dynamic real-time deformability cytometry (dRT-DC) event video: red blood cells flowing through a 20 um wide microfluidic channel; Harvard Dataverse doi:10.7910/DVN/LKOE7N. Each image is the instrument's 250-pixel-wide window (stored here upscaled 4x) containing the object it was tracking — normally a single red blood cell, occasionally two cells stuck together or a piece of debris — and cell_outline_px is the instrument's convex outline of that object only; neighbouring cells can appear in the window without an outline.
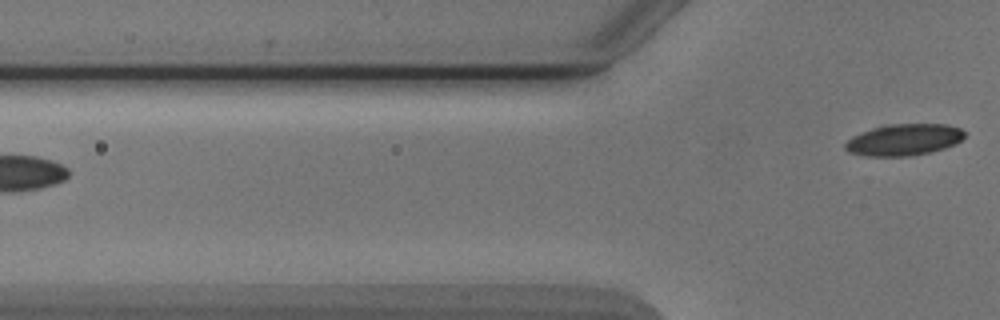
{"species": "Egyptian fruit bat (a non-hibernating species)", "species_latin": "Rousettus aegyptiacus", "temperature_condition": "cold", "stored_images_in_passage": 6, "camera_frame_rate_fps": 3000, "um_per_image_px": 0.085, "animal": {"sex": "male"}, "frame": {"image": 1, "passage_image": 6, "time_ms": 6.667, "image_size_px": [1000, 320], "cell_outline_px": [[964, 136], [956, 144], [932, 152], [912, 156], [864, 156], [848, 152], [844, 148], [844, 144], [852, 136], [872, 128], [888, 124], [948, 124], [960, 128], [964, 132]], "centroid_in_image_um": [76.82, 11.88], "position_along_channel_um": 49.0, "area_um2": 22.08}}